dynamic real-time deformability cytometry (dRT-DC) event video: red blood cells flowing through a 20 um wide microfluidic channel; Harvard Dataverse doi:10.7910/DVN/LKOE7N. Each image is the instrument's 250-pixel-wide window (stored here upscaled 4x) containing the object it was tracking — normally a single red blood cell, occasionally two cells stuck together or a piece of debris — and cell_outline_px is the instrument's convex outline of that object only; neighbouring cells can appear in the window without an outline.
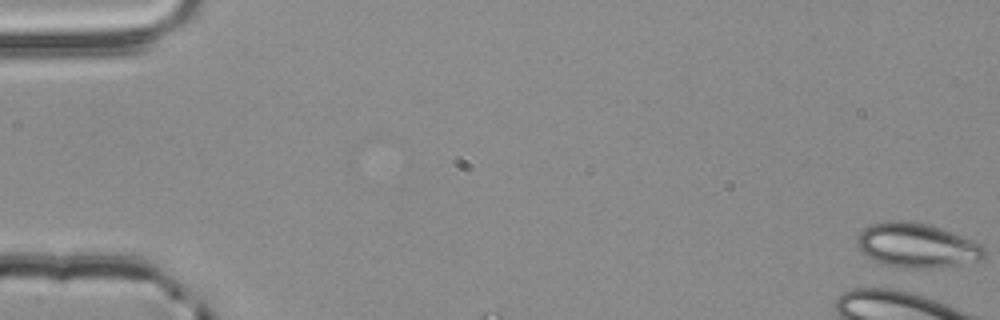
{"species": "common noctule bat (a hibernating species)", "species_latin": "Nyctalus noctula", "temperature_condition": "room temperature", "stored_images_in_passage": 5, "camera_frame_rate_fps": 3000, "um_per_image_px": 0.085, "animal": {"sex": "male", "body_mass_g": 20.4}, "frame": {"image": 1, "passage_image": 1, "time_ms": 0.0, "image_size_px": [1000, 320], "cell_outline_px": [[984, 256], [980, 260], [940, 268], [904, 268], [884, 264], [864, 256], [856, 244], [856, 240], [860, 232], [864, 228], [872, 224], [888, 220], [908, 220], [940, 228], [952, 232], [972, 240], [980, 244], [984, 248]], "centroid_in_image_um": [77.89, 20.86], "position_along_channel_um": 7.1, "area_um2": 33.0}}